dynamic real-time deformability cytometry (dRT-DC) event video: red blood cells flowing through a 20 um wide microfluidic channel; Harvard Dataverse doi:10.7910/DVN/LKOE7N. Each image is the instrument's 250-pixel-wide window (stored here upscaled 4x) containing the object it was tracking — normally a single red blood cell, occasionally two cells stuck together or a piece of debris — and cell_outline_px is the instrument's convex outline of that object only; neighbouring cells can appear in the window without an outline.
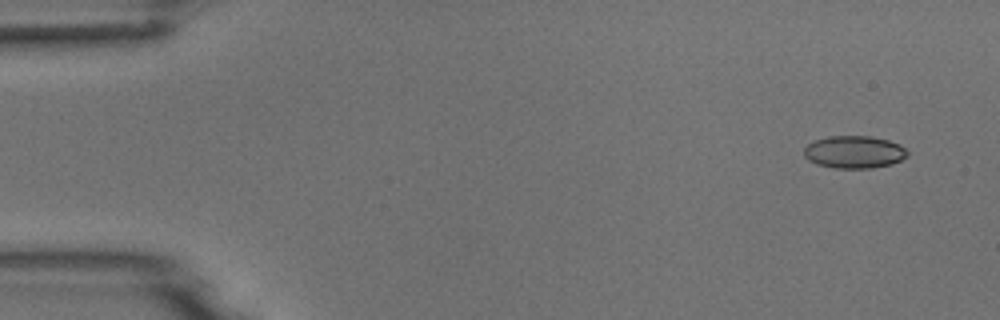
{"species": "common noctule bat (a hibernating species)", "species_latin": "Nyctalus noctula", "temperature_condition": "room temperature", "stored_images_in_passage": 5, "camera_frame_rate_fps": 3000, "um_per_image_px": 0.085, "animal": {"sex": "male", "body_mass_g": 18.8}, "frame": {"image": 1, "passage_image": 1, "time_ms": 0.0, "image_size_px": [1000, 320], "cell_outline_px": [[908, 156], [892, 164], [872, 168], [832, 168], [816, 164], [808, 160], [804, 156], [804, 148], [808, 144], [816, 140], [828, 136], [872, 136], [888, 140], [900, 144], [908, 152]], "centroid_in_image_um": [72.6, 12.92], "position_along_channel_um": 12.4, "area_um2": 19.71}}
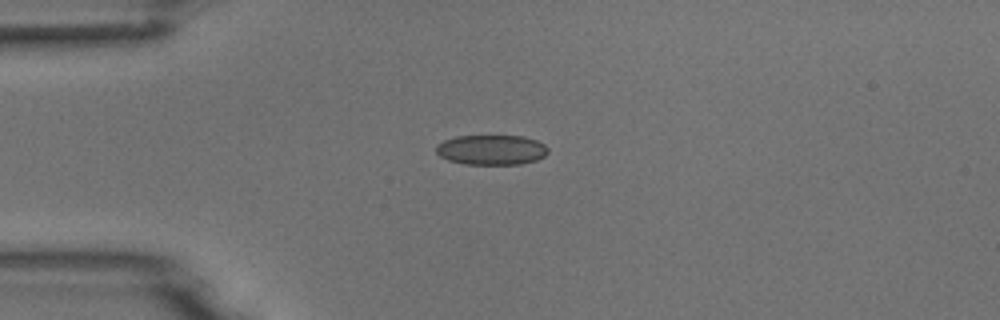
{"frame": {"image": 2, "passage_image": 4, "time_ms": 1.0, "image_size_px": [1000, 320], "cell_outline_px": [[548, 152], [544, 156], [536, 160], [520, 164], [464, 164], [448, 160], [440, 156], [436, 152], [436, 144], [444, 140], [456, 136], [524, 136], [536, 140], [544, 144], [548, 148]], "centroid_in_image_um": [41.76, 12.73], "position_along_channel_um": 43.2, "area_um2": 19.59}}